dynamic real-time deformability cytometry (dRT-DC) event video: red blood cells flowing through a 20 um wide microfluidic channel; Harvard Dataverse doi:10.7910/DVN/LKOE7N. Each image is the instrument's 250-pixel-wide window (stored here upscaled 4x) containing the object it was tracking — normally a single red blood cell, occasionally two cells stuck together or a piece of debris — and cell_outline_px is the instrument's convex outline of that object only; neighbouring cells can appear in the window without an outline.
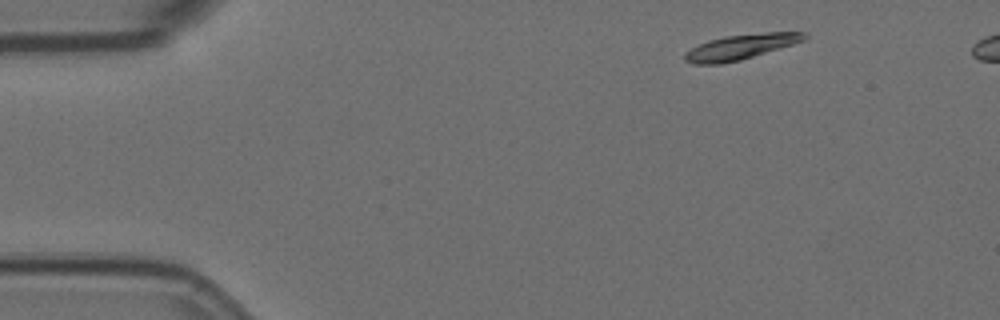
{"species": "Egyptian fruit bat (a non-hibernating species)", "species_latin": "Rousettus aegyptiacus", "temperature_condition": "room temperature", "stored_images_in_passage": 6, "camera_frame_rate_fps": 3000, "um_per_image_px": 0.085, "animal": {"sex": "female"}, "frame": {"image": 1, "passage_image": 1, "time_ms": 0.0, "image_size_px": [1000, 320], "cell_outline_px": [[808, 36], [804, 40], [792, 44], [740, 60], [720, 64], [696, 64], [684, 60], [684, 56], [692, 48], [708, 40], [724, 36], [764, 32], [804, 32]], "centroid_in_image_um": [62.96, 3.98], "position_along_channel_um": 22.0, "area_um2": 17.17}}
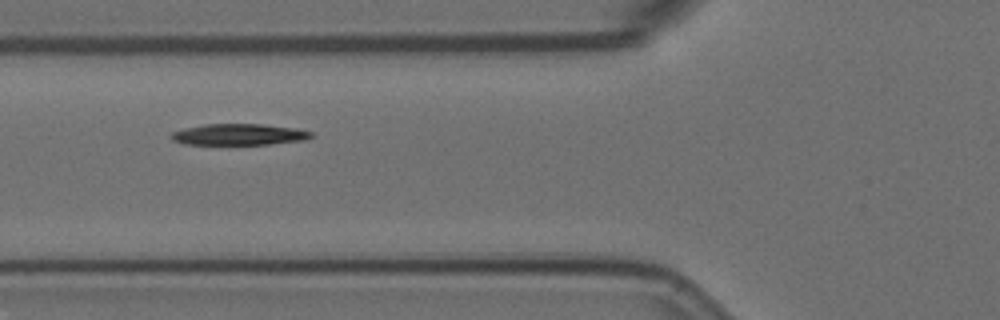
{"frame": {"image": 2, "passage_image": 5, "time_ms": 1.333, "image_size_px": [1000, 320], "cell_outline_px": [[316, 136], [304, 140], [268, 144], [184, 144], [172, 140], [168, 136], [172, 132], [184, 128], [204, 124], [260, 124], [296, 128], [312, 132]], "centroid_in_image_um": [20.3, 11.43], "position_along_channel_um": 105.5, "area_um2": 17.4}}
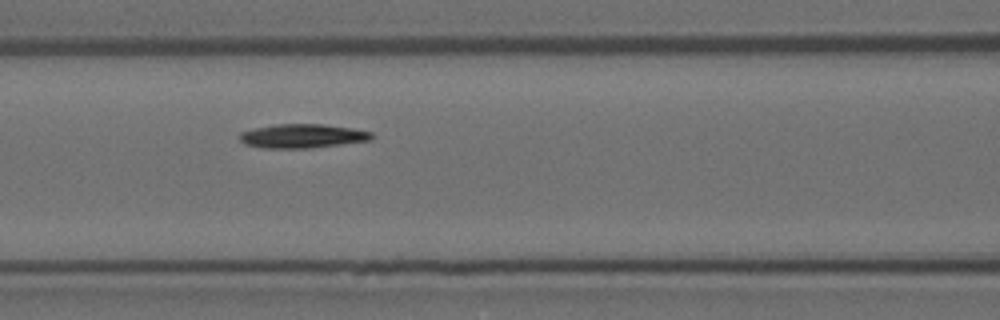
{"frame": {"image": 3, "passage_image": 6, "time_ms": 1.667, "image_size_px": [1000, 320], "cell_outline_px": [[372, 140], [312, 148], [264, 148], [244, 144], [240, 140], [240, 132], [256, 128], [276, 124], [324, 124], [352, 128], [372, 132]], "centroid_in_image_um": [25.72, 11.56], "position_along_channel_um": 140.9, "area_um2": 18.44}}